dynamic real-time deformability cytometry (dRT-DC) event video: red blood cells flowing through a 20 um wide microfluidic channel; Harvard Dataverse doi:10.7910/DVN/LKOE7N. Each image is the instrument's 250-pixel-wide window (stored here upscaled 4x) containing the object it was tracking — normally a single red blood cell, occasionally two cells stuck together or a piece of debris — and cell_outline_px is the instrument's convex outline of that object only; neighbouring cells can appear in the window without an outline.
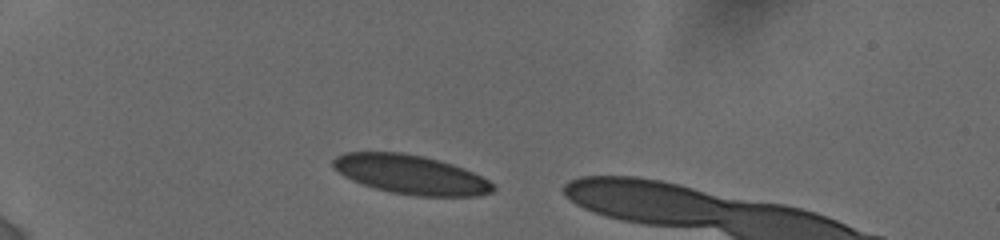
{"species": "human", "species_latin": "Homo sapiens", "temperature_condition": "cold", "stored_images_in_passage": 3, "camera_frame_rate_fps": 3000, "um_per_image_px": 0.085, "donor": {"sex": "female"}, "frame": {"image": 1, "passage_image": 1, "time_ms": 0.0, "image_size_px": [1000, 240], "cell_outline_px": [[496, 188], [492, 192], [480, 196], [416, 196], [388, 192], [352, 180], [344, 176], [332, 168], [332, 160], [336, 156], [344, 152], [400, 152], [424, 156], [452, 164], [472, 172], [488, 180]], "centroid_in_image_um": [34.88, 14.84], "position_along_channel_um": 50.1, "area_um2": 36.47}}
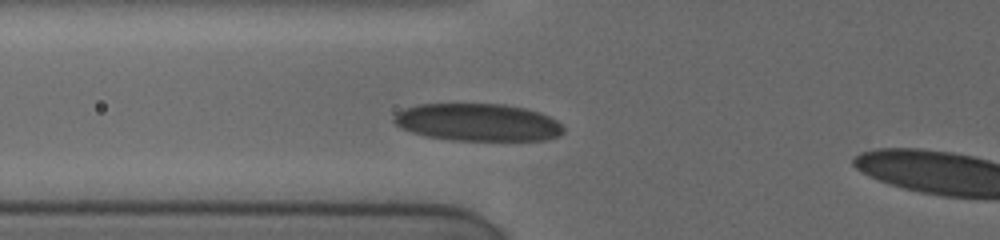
{"frame": {"image": 2, "passage_image": 3, "time_ms": 2.0, "image_size_px": [1000, 240], "cell_outline_px": [[564, 132], [560, 136], [544, 140], [452, 140], [424, 136], [400, 128], [392, 120], [396, 112], [404, 108], [420, 104], [504, 104], [524, 108], [540, 112], [556, 120], [564, 128]], "centroid_in_image_um": [40.6, 10.4], "position_along_channel_um": 85.2, "area_um2": 37.17}}